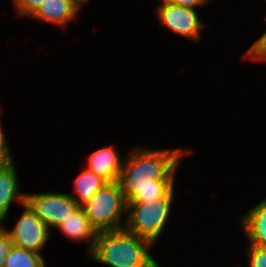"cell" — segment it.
Here are the masks:
<instances>
[{
  "mask_svg": "<svg viewBox=\"0 0 266 267\" xmlns=\"http://www.w3.org/2000/svg\"><path fill=\"white\" fill-rule=\"evenodd\" d=\"M45 259L43 255L13 245L4 267H47Z\"/></svg>",
  "mask_w": 266,
  "mask_h": 267,
  "instance_id": "obj_14",
  "label": "cell"
},
{
  "mask_svg": "<svg viewBox=\"0 0 266 267\" xmlns=\"http://www.w3.org/2000/svg\"><path fill=\"white\" fill-rule=\"evenodd\" d=\"M212 0H174L173 4L185 7V8H191V9H198L203 8V6H207V3L211 2Z\"/></svg>",
  "mask_w": 266,
  "mask_h": 267,
  "instance_id": "obj_20",
  "label": "cell"
},
{
  "mask_svg": "<svg viewBox=\"0 0 266 267\" xmlns=\"http://www.w3.org/2000/svg\"><path fill=\"white\" fill-rule=\"evenodd\" d=\"M13 242L6 228L0 223V267H4L6 256L9 254Z\"/></svg>",
  "mask_w": 266,
  "mask_h": 267,
  "instance_id": "obj_19",
  "label": "cell"
},
{
  "mask_svg": "<svg viewBox=\"0 0 266 267\" xmlns=\"http://www.w3.org/2000/svg\"><path fill=\"white\" fill-rule=\"evenodd\" d=\"M82 207L96 232L114 231L124 227L127 201L118 181L106 183Z\"/></svg>",
  "mask_w": 266,
  "mask_h": 267,
  "instance_id": "obj_4",
  "label": "cell"
},
{
  "mask_svg": "<svg viewBox=\"0 0 266 267\" xmlns=\"http://www.w3.org/2000/svg\"><path fill=\"white\" fill-rule=\"evenodd\" d=\"M160 3L159 5L157 6H161V5H164V4H171L174 2V0H158Z\"/></svg>",
  "mask_w": 266,
  "mask_h": 267,
  "instance_id": "obj_21",
  "label": "cell"
},
{
  "mask_svg": "<svg viewBox=\"0 0 266 267\" xmlns=\"http://www.w3.org/2000/svg\"><path fill=\"white\" fill-rule=\"evenodd\" d=\"M186 148L153 149L149 145L128 150L119 176V184L127 202H147L164 197L177 182L176 175Z\"/></svg>",
  "mask_w": 266,
  "mask_h": 267,
  "instance_id": "obj_1",
  "label": "cell"
},
{
  "mask_svg": "<svg viewBox=\"0 0 266 267\" xmlns=\"http://www.w3.org/2000/svg\"><path fill=\"white\" fill-rule=\"evenodd\" d=\"M15 7V17L30 18L45 0H11Z\"/></svg>",
  "mask_w": 266,
  "mask_h": 267,
  "instance_id": "obj_16",
  "label": "cell"
},
{
  "mask_svg": "<svg viewBox=\"0 0 266 267\" xmlns=\"http://www.w3.org/2000/svg\"><path fill=\"white\" fill-rule=\"evenodd\" d=\"M174 186L164 197L147 202H127L124 229L140 238L148 240L153 246L167 229L171 218Z\"/></svg>",
  "mask_w": 266,
  "mask_h": 267,
  "instance_id": "obj_3",
  "label": "cell"
},
{
  "mask_svg": "<svg viewBox=\"0 0 266 267\" xmlns=\"http://www.w3.org/2000/svg\"><path fill=\"white\" fill-rule=\"evenodd\" d=\"M90 1L92 0H45L29 19L50 23L63 30L79 18L83 6Z\"/></svg>",
  "mask_w": 266,
  "mask_h": 267,
  "instance_id": "obj_8",
  "label": "cell"
},
{
  "mask_svg": "<svg viewBox=\"0 0 266 267\" xmlns=\"http://www.w3.org/2000/svg\"><path fill=\"white\" fill-rule=\"evenodd\" d=\"M148 240L124 228L97 232L94 247L87 255L93 262L108 267H161L151 255Z\"/></svg>",
  "mask_w": 266,
  "mask_h": 267,
  "instance_id": "obj_2",
  "label": "cell"
},
{
  "mask_svg": "<svg viewBox=\"0 0 266 267\" xmlns=\"http://www.w3.org/2000/svg\"><path fill=\"white\" fill-rule=\"evenodd\" d=\"M1 121L0 117V167H3L12 163L14 161V156H12L13 153L9 144L8 135L2 128Z\"/></svg>",
  "mask_w": 266,
  "mask_h": 267,
  "instance_id": "obj_18",
  "label": "cell"
},
{
  "mask_svg": "<svg viewBox=\"0 0 266 267\" xmlns=\"http://www.w3.org/2000/svg\"><path fill=\"white\" fill-rule=\"evenodd\" d=\"M25 202L51 232L79 207L68 193L53 191L26 192Z\"/></svg>",
  "mask_w": 266,
  "mask_h": 267,
  "instance_id": "obj_5",
  "label": "cell"
},
{
  "mask_svg": "<svg viewBox=\"0 0 266 267\" xmlns=\"http://www.w3.org/2000/svg\"><path fill=\"white\" fill-rule=\"evenodd\" d=\"M16 166L13 161L0 167V223H6L12 203L21 206L25 202V192L21 191Z\"/></svg>",
  "mask_w": 266,
  "mask_h": 267,
  "instance_id": "obj_10",
  "label": "cell"
},
{
  "mask_svg": "<svg viewBox=\"0 0 266 267\" xmlns=\"http://www.w3.org/2000/svg\"><path fill=\"white\" fill-rule=\"evenodd\" d=\"M246 256L247 267H266V247L258 245H247ZM238 267V266H237Z\"/></svg>",
  "mask_w": 266,
  "mask_h": 267,
  "instance_id": "obj_17",
  "label": "cell"
},
{
  "mask_svg": "<svg viewBox=\"0 0 266 267\" xmlns=\"http://www.w3.org/2000/svg\"><path fill=\"white\" fill-rule=\"evenodd\" d=\"M21 207L23 211L16 219L13 228L7 229L14 246L42 255L46 243L49 242L52 232L46 224L36 216L29 205L24 202Z\"/></svg>",
  "mask_w": 266,
  "mask_h": 267,
  "instance_id": "obj_6",
  "label": "cell"
},
{
  "mask_svg": "<svg viewBox=\"0 0 266 267\" xmlns=\"http://www.w3.org/2000/svg\"><path fill=\"white\" fill-rule=\"evenodd\" d=\"M107 182L85 166L73 179V190L68 193L82 207Z\"/></svg>",
  "mask_w": 266,
  "mask_h": 267,
  "instance_id": "obj_13",
  "label": "cell"
},
{
  "mask_svg": "<svg viewBox=\"0 0 266 267\" xmlns=\"http://www.w3.org/2000/svg\"><path fill=\"white\" fill-rule=\"evenodd\" d=\"M156 18L162 28L185 37L187 40L200 42L201 30L208 27L199 17L196 9L185 8L173 3L154 7Z\"/></svg>",
  "mask_w": 266,
  "mask_h": 267,
  "instance_id": "obj_7",
  "label": "cell"
},
{
  "mask_svg": "<svg viewBox=\"0 0 266 267\" xmlns=\"http://www.w3.org/2000/svg\"><path fill=\"white\" fill-rule=\"evenodd\" d=\"M243 57L252 62L266 63V32L254 41Z\"/></svg>",
  "mask_w": 266,
  "mask_h": 267,
  "instance_id": "obj_15",
  "label": "cell"
},
{
  "mask_svg": "<svg viewBox=\"0 0 266 267\" xmlns=\"http://www.w3.org/2000/svg\"><path fill=\"white\" fill-rule=\"evenodd\" d=\"M124 158L119 148L107 145L89 154L84 166L107 183H113L119 180Z\"/></svg>",
  "mask_w": 266,
  "mask_h": 267,
  "instance_id": "obj_9",
  "label": "cell"
},
{
  "mask_svg": "<svg viewBox=\"0 0 266 267\" xmlns=\"http://www.w3.org/2000/svg\"><path fill=\"white\" fill-rule=\"evenodd\" d=\"M62 236L75 243L82 242L87 244L86 254L88 255L95 243L97 232L91 226L89 219L86 217L83 207H78L70 214L57 228Z\"/></svg>",
  "mask_w": 266,
  "mask_h": 267,
  "instance_id": "obj_11",
  "label": "cell"
},
{
  "mask_svg": "<svg viewBox=\"0 0 266 267\" xmlns=\"http://www.w3.org/2000/svg\"><path fill=\"white\" fill-rule=\"evenodd\" d=\"M239 219L247 245L266 247V198L264 197Z\"/></svg>",
  "mask_w": 266,
  "mask_h": 267,
  "instance_id": "obj_12",
  "label": "cell"
}]
</instances>
